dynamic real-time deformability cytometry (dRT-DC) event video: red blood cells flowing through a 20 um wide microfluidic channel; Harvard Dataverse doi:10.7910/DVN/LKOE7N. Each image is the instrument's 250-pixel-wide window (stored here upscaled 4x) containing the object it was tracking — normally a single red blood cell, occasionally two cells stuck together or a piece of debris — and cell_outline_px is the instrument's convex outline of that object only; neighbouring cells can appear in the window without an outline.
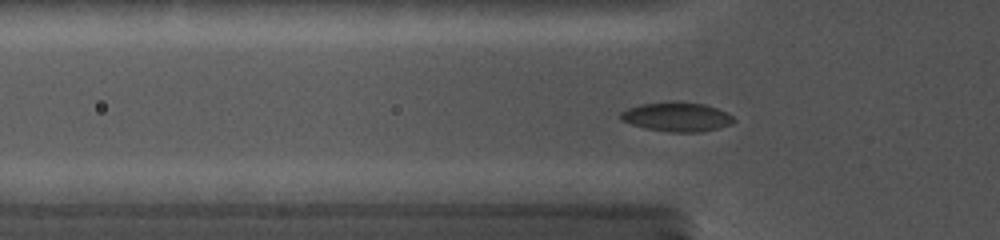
{"species": "common noctule bat (a hibernating species)", "species_latin": "Nyctalus noctula", "temperature_condition": "cold", "stored_images_in_passage": 71, "camera_frame_rate_fps": 5000, "um_per_image_px": 0.085, "animal": {"sex": "female", "body_mass_g": 19.0, "forearm_length_mm": 56.7}, "frame": {"image": 1, "passage_image": 2, "time_ms": 0.2, "image_size_px": [1000, 240], "cell_outline_px": [[736, 120], [732, 124], [700, 132], [672, 132], [644, 128], [620, 120], [620, 112], [628, 108], [640, 104], [704, 104], [716, 108], [732, 116]], "centroid_in_image_um": [57.51, 9.98], "position_along_channel_um": 68.3, "area_um2": 18.44}}
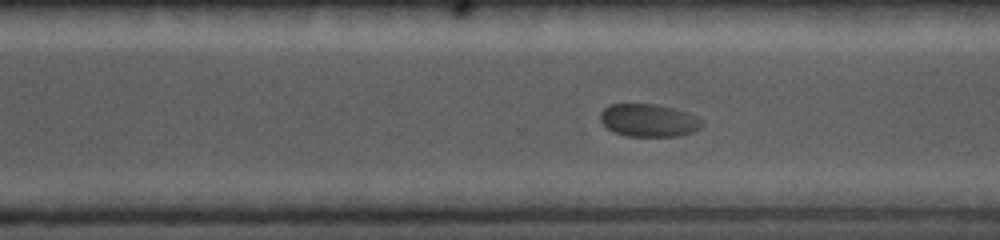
{"frame": {"image": 2, "passage_image": 36, "time_ms": 6.8, "image_size_px": [1000, 240], "cell_outline_px": [[704, 124], [700, 128], [692, 132], [680, 136], [624, 136], [612, 132], [600, 120], [600, 112], [608, 104], [656, 104], [688, 112], [704, 120]], "centroid_in_image_um": [55.15, 10.23], "position_along_channel_um": 315.5, "area_um2": 19.65}}
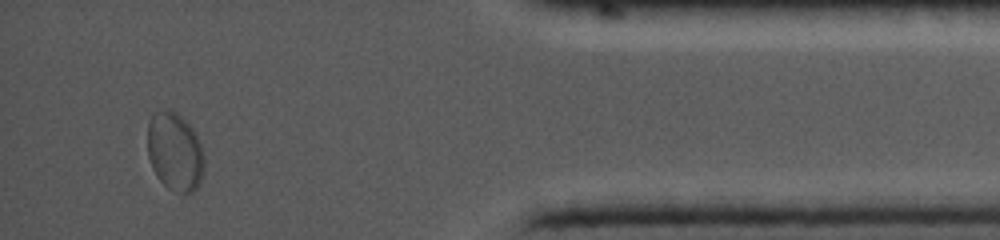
{"frame": {"image": 3, "passage_image": 63, "time_ms": 10.4, "image_size_px": [1000, 240], "cell_outline_px": [[204, 168], [200, 184], [192, 192], [176, 192], [168, 188], [156, 176], [152, 168], [148, 156], [148, 124], [152, 116], [156, 112], [168, 108], [176, 112], [196, 132], [204, 156]], "centroid_in_image_um": [14.87, 12.9], "position_along_channel_um": 420.3, "area_um2": 25.95}}